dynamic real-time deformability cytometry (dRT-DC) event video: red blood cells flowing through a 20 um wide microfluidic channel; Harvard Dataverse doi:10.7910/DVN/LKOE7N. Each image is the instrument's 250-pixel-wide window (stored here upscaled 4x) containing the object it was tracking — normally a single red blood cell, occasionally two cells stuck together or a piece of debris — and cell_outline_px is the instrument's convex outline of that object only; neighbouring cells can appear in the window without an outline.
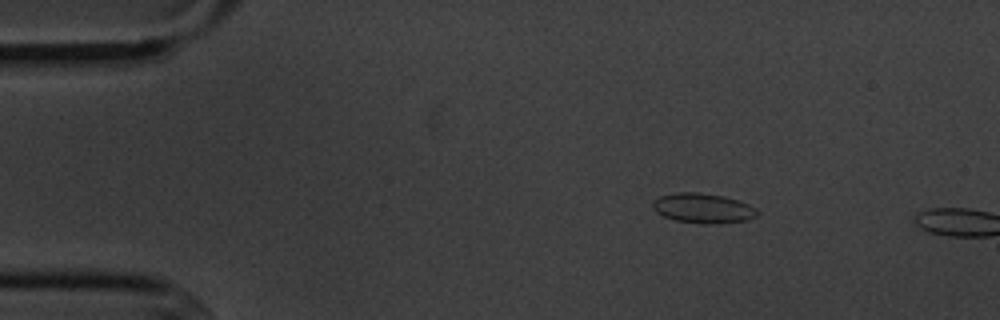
{"species": "common noctule bat (a hibernating species)", "species_latin": "Nyctalus noctula", "temperature_condition": "cold", "stored_images_in_passage": 3, "camera_frame_rate_fps": 3000, "um_per_image_px": 0.085, "animal": {"sex": "male", "body_mass_g": 20.1, "forearm_length_mm": 53.5}, "frame": {"image": 1, "passage_image": 2, "time_ms": 1.0, "image_size_px": [1000, 320], "cell_outline_px": [[760, 212], [756, 216], [748, 220], [716, 224], [700, 224], [676, 220], [664, 216], [656, 212], [652, 208], [652, 204], [660, 196], [676, 192], [696, 192], [724, 196], [748, 204], [756, 208]], "centroid_in_image_um": [59.77, 17.71], "position_along_channel_um": 25.2, "area_um2": 18.21}}